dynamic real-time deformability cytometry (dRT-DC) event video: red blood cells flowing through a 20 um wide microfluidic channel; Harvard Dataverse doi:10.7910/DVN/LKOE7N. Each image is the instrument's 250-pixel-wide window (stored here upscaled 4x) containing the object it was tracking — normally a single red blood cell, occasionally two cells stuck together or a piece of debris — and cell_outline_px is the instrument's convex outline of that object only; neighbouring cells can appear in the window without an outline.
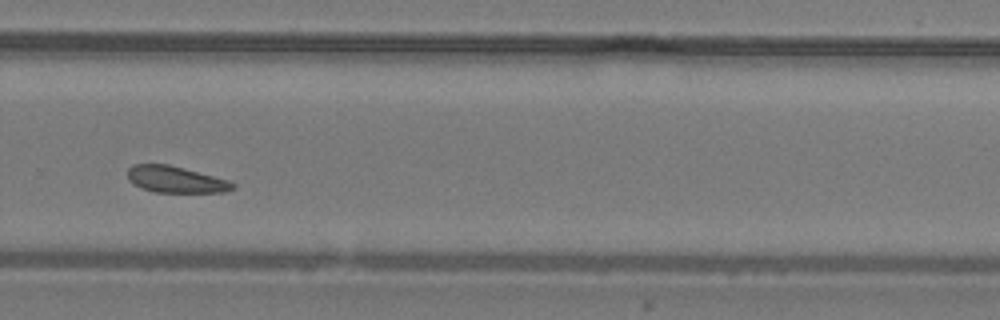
{"species": "common noctule bat (a hibernating species)", "species_latin": "Nyctalus noctula", "temperature_condition": "warm", "stored_images_in_passage": 24, "camera_frame_rate_fps": 3000, "um_per_image_px": 0.085, "animal": {"sex": "male", "body_mass_g": 19.2, "forearm_length_mm": 51.8}, "frame": {"image": 1, "passage_image": 14, "time_ms": 4.333, "image_size_px": [1000, 320], "cell_outline_px": [[236, 188], [224, 192], [156, 192], [140, 188], [132, 184], [128, 180], [128, 168], [132, 164], [168, 164], [184, 168], [228, 180], [236, 184]], "centroid_in_image_um": [14.91, 15.26], "position_along_channel_um": 314.9, "area_um2": 16.3}}